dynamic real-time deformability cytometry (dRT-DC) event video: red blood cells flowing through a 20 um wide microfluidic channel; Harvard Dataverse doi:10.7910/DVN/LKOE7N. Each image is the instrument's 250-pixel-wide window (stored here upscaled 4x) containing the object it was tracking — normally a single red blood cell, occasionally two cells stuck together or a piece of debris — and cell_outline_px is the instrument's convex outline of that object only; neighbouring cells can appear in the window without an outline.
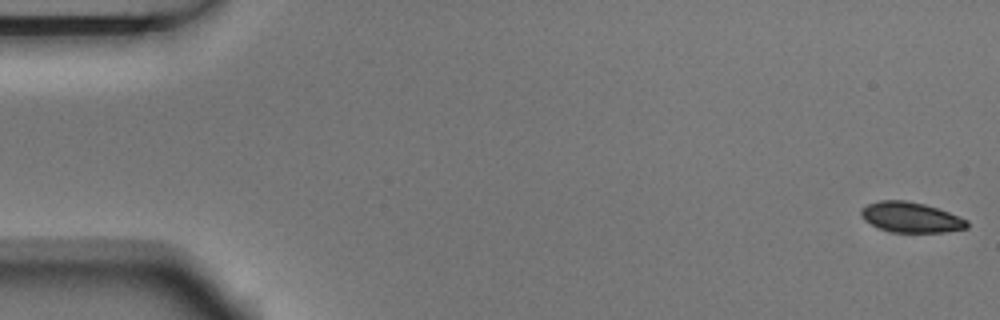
{"species": "Egyptian fruit bat (a non-hibernating species)", "species_latin": "Rousettus aegyptiacus", "temperature_condition": "room temperature", "stored_images_in_passage": 6, "camera_frame_rate_fps": 3000, "um_per_image_px": 0.085, "animal": {"sex": "male"}, "frame": {"image": 1, "passage_image": 1, "time_ms": 0.0, "image_size_px": [1000, 320], "cell_outline_px": [[968, 228], [944, 232], [892, 232], [880, 228], [864, 220], [860, 216], [860, 208], [868, 204], [880, 200], [904, 200], [924, 204], [948, 212], [968, 220]], "centroid_in_image_um": [77.4, 18.47], "position_along_channel_um": 7.6, "area_um2": 18.61}}
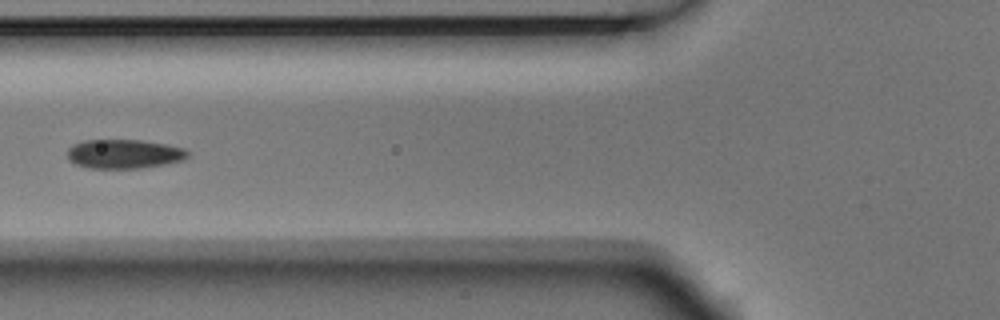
{"frame": {"image": 2, "passage_image": 6, "time_ms": 1.667, "image_size_px": [1000, 320], "cell_outline_px": [[188, 156], [184, 160], [164, 164], [140, 168], [88, 168], [76, 164], [68, 160], [68, 148], [72, 144], [84, 140], [140, 140], [164, 144], [184, 148], [188, 152]], "centroid_in_image_um": [10.51, 13.08], "position_along_channel_um": 115.3, "area_um2": 20.4}}